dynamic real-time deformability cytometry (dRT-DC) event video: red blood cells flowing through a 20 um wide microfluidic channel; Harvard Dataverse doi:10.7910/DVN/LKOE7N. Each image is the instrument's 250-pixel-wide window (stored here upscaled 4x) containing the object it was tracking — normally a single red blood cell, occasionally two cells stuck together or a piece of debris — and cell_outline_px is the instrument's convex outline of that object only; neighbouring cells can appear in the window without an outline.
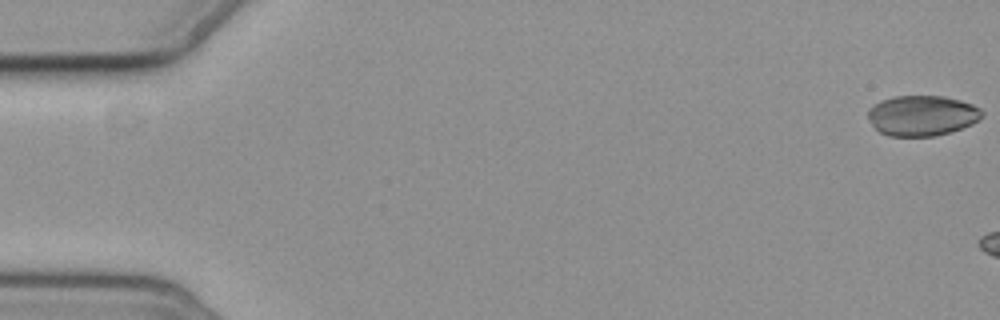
{"species": "common noctule bat (a hibernating species)", "species_latin": "Nyctalus noctula", "temperature_condition": "cold", "stored_images_in_passage": 8, "camera_frame_rate_fps": 3000, "um_per_image_px": 0.085, "animal": {"sex": "female", "body_mass_g": 19.3, "forearm_length_mm": 54.1}, "frame": {"image": 1, "passage_image": 1, "time_ms": 0.0, "image_size_px": [1000, 320], "cell_outline_px": [[984, 116], [980, 120], [972, 124], [936, 136], [888, 136], [880, 132], [872, 124], [868, 116], [868, 108], [872, 104], [880, 100], [896, 96], [944, 96], [960, 100], [972, 104], [980, 108], [984, 112]], "centroid_in_image_um": [78.38, 9.81], "position_along_channel_um": 6.6, "area_um2": 26.99}}
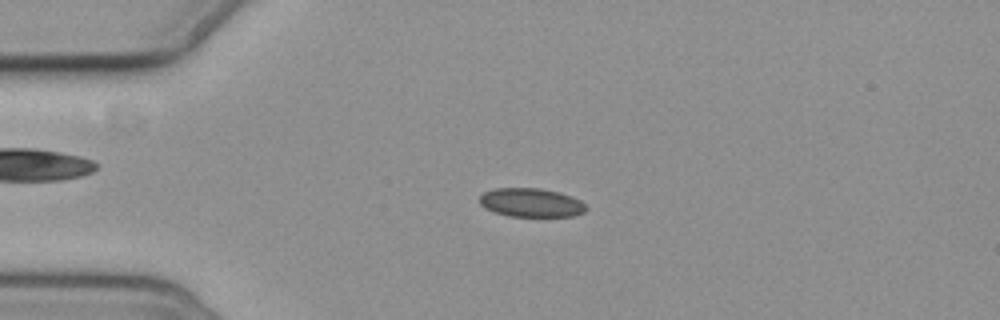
{"frame": {"image": 2, "passage_image": 6, "time_ms": 6.667, "image_size_px": [1000, 320], "cell_outline_px": [[588, 208], [584, 212], [572, 216], [508, 216], [484, 208], [480, 204], [480, 196], [484, 192], [496, 188], [540, 188], [560, 192], [572, 196], [580, 200]], "centroid_in_image_um": [45.16, 17.21], "position_along_channel_um": 39.8, "area_um2": 17.86}}